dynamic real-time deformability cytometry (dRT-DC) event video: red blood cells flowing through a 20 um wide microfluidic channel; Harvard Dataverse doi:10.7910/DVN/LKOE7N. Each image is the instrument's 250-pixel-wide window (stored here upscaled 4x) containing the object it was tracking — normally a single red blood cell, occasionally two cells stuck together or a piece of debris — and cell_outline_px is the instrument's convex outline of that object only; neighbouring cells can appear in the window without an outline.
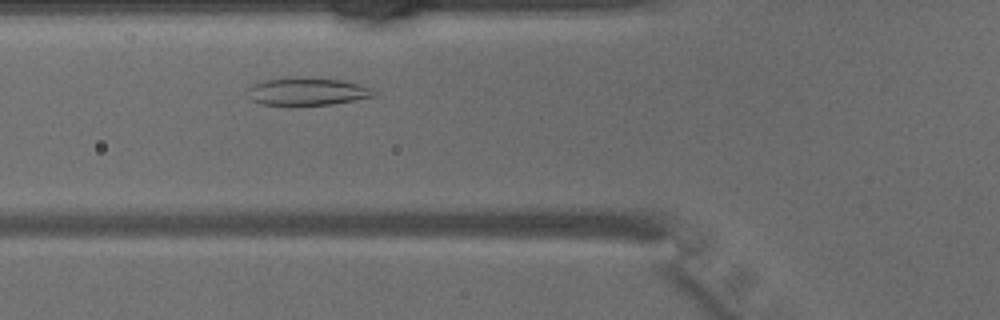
{"species": "common noctule bat (a hibernating species)", "species_latin": "Nyctalus noctula", "temperature_condition": "warm", "stored_images_in_passage": 37, "camera_frame_rate_fps": 3000, "um_per_image_px": 0.085, "animal": {"sex": "male", "body_mass_g": 15.6}, "frame": {"image": 1, "passage_image": 8, "time_ms": 2.333, "image_size_px": [1000, 320], "cell_outline_px": [[376, 96], [356, 100], [332, 104], [260, 104], [252, 100], [248, 88], [252, 84], [264, 80], [296, 76], [300, 76], [344, 80], [360, 84], [372, 88], [376, 92]], "centroid_in_image_um": [26.17, 7.74], "position_along_channel_um": 99.6, "area_um2": 20.4}}
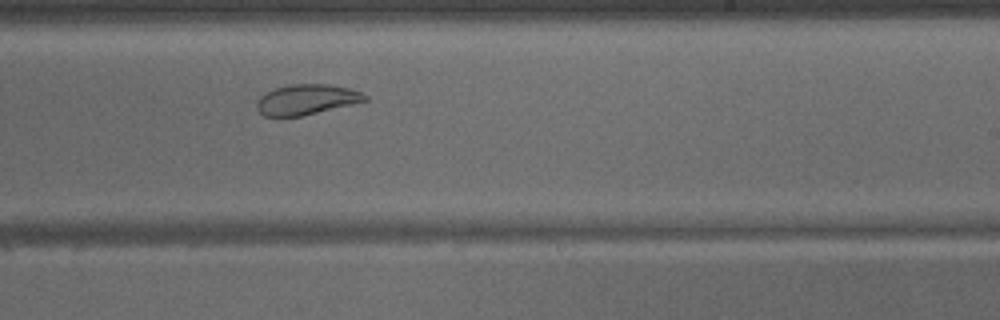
{"frame": {"image": 2, "passage_image": 19, "time_ms": 6.0, "image_size_px": [1000, 320], "cell_outline_px": [[368, 100], [352, 104], [300, 116], [264, 116], [256, 108], [256, 100], [264, 92], [288, 84], [328, 84], [348, 88], [360, 92], [368, 96]], "centroid_in_image_um": [26.01, 8.45], "position_along_channel_um": 263.0, "area_um2": 19.02}}
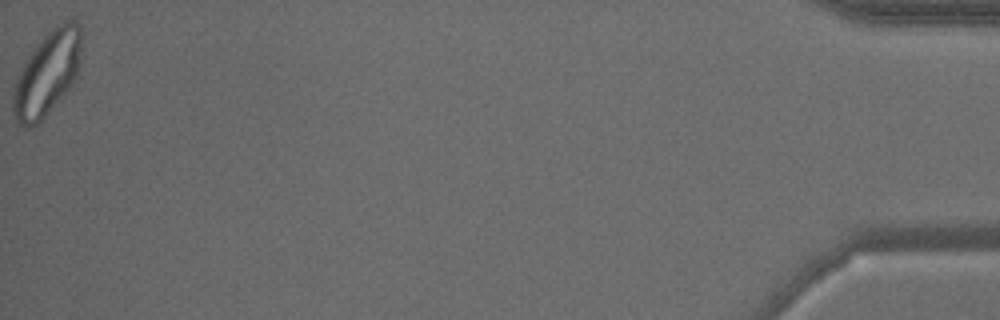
{"frame": {"image": 3, "passage_image": 37, "time_ms": 12.0, "image_size_px": [1000, 320], "cell_outline_px": [[80, 64], [72, 84], [44, 116], [32, 128], [24, 128], [16, 120], [12, 112], [12, 96], [16, 76], [24, 60], [32, 48], [56, 24], [64, 20], [72, 20], [80, 28]], "centroid_in_image_um": [3.96, 6.24], "position_along_channel_um": 431.2, "area_um2": 33.41}}